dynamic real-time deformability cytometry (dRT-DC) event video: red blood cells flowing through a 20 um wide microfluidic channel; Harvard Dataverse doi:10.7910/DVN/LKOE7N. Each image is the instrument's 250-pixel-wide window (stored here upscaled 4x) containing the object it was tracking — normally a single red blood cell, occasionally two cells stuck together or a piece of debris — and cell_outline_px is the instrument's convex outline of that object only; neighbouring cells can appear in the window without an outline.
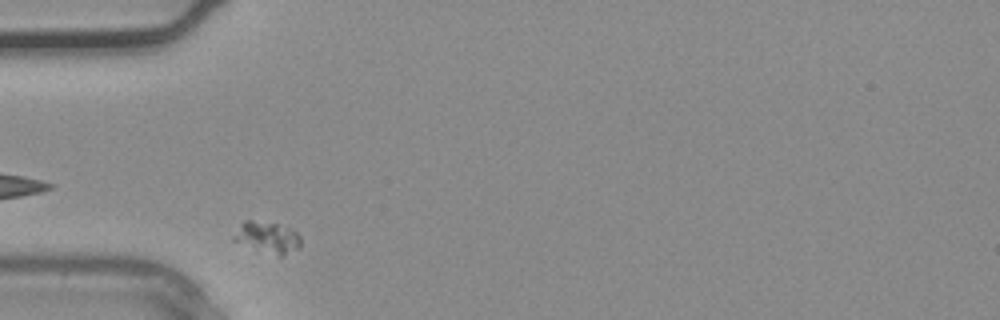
{"species": "common noctule bat (a hibernating species)", "species_latin": "Nyctalus noctula", "temperature_condition": "warm", "stored_images_in_passage": 21, "camera_frame_rate_fps": 3000, "um_per_image_px": 0.085, "animal": {"sex": "male", "body_mass_g": 20.4}, "frame": {"image": 1, "passage_image": 1, "time_ms": 0.0, "image_size_px": [1000, 320], "cell_outline_px": [[300, 248], [280, 256], [232, 240], [232, 236], [240, 224], [244, 220], [252, 220], [276, 224], [288, 228], [296, 232], [300, 236]], "centroid_in_image_um": [22.72, 20.16], "position_along_channel_um": 62.3, "area_um2": 11.85}}
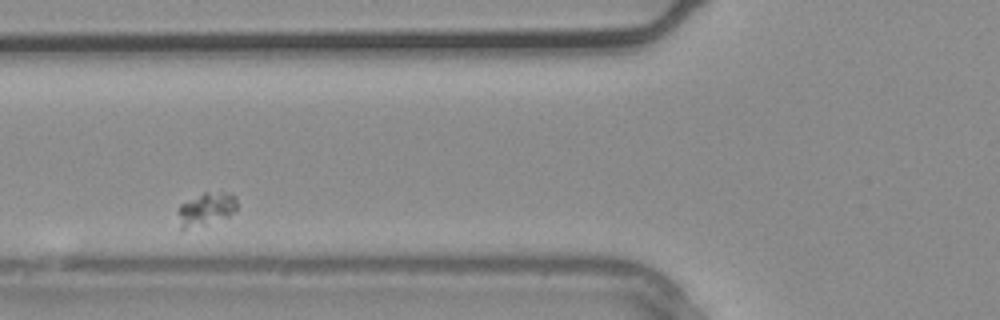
{"frame": {"image": 2, "passage_image": 4, "time_ms": 1.0, "image_size_px": [1000, 320], "cell_outline_px": [[236, 212], [228, 216], [204, 224], [184, 228], [180, 228], [176, 212], [176, 208], [180, 204], [204, 192], [228, 192], [236, 196]], "centroid_in_image_um": [17.5, 17.74], "position_along_channel_um": 108.3, "area_um2": 11.33}}